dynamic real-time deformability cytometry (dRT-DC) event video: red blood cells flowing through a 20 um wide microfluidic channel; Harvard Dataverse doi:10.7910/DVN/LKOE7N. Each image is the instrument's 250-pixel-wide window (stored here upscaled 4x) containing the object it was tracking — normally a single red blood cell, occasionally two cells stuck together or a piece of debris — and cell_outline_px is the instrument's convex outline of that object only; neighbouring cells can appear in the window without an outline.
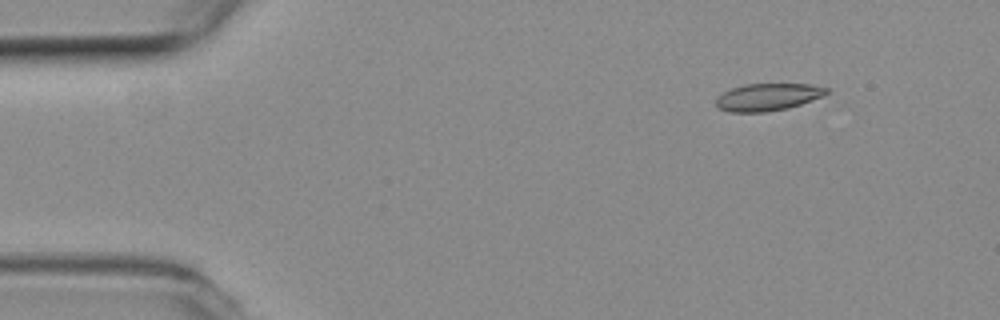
{"species": "common noctule bat (a hibernating species)", "species_latin": "Nyctalus noctula", "temperature_condition": "room temperature", "stored_images_in_passage": 4, "camera_frame_rate_fps": 3000, "um_per_image_px": 0.085, "animal": {"sex": "female", "body_mass_g": 19.3, "forearm_length_mm": 54.1}, "frame": {"image": 1, "passage_image": 1, "time_ms": 0.0, "image_size_px": [1000, 320], "cell_outline_px": [[828, 92], [824, 96], [788, 108], [764, 112], [728, 112], [720, 108], [716, 104], [716, 100], [724, 92], [732, 88], [744, 84], [812, 84], [828, 88]], "centroid_in_image_um": [65.29, 8.24], "position_along_channel_um": 19.7, "area_um2": 17.46}}